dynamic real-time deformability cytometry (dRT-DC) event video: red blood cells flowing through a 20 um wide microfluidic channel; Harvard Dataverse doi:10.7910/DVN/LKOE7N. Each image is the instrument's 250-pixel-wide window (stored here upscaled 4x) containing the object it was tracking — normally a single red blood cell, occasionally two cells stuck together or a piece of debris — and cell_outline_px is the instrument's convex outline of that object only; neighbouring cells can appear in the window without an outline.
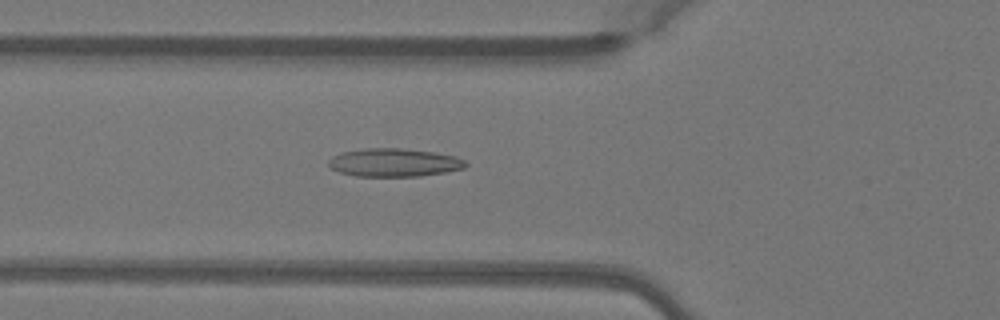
{"species": "Egyptian fruit bat (a non-hibernating species)", "species_latin": "Rousettus aegyptiacus", "temperature_condition": "warm", "stored_images_in_passage": 46, "camera_frame_rate_fps": 3000, "um_per_image_px": 0.085, "animal": {"sex": "female"}, "frame": {"image": 1, "passage_image": 14, "time_ms": 4.333, "image_size_px": [1000, 320], "cell_outline_px": [[468, 164], [464, 168], [444, 172], [420, 176], [356, 176], [340, 172], [332, 168], [328, 164], [328, 160], [332, 156], [340, 152], [364, 148], [400, 148], [432, 152], [456, 156], [464, 160]], "centroid_in_image_um": [33.48, 13.81], "position_along_channel_um": 92.3, "area_um2": 22.48}}
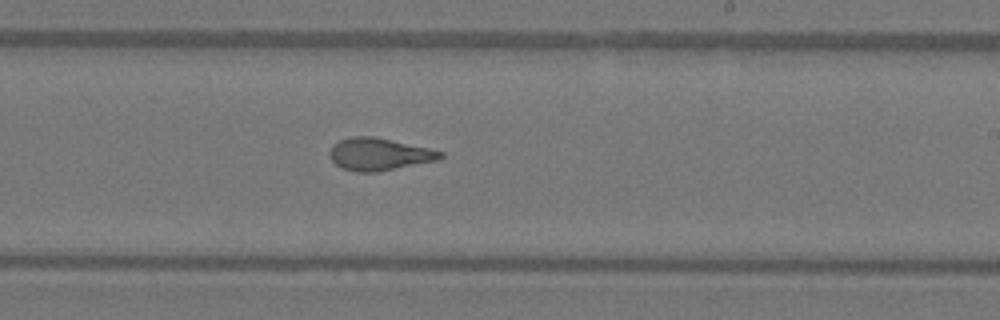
{"frame": {"image": 2, "passage_image": 26, "time_ms": 8.333, "image_size_px": [1000, 320], "cell_outline_px": [[444, 156], [440, 160], [376, 172], [356, 172], [340, 168], [328, 156], [328, 152], [332, 144], [340, 140], [352, 136], [372, 136], [428, 148], [444, 152]], "centroid_in_image_um": [32.2, 13.11], "position_along_channel_um": 256.8, "area_um2": 20.98}}
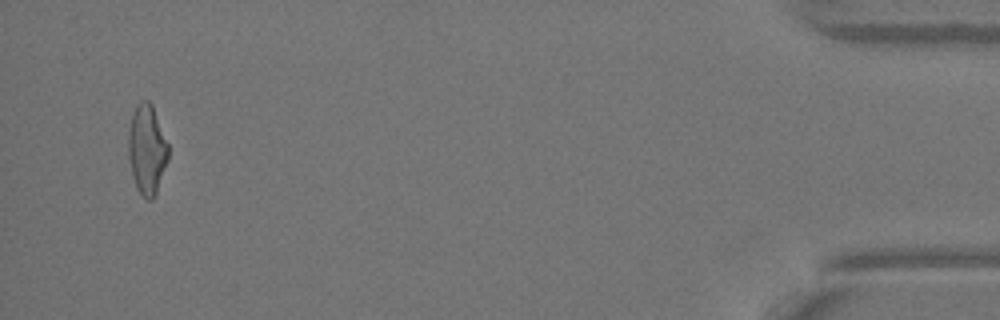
{"frame": {"image": 3, "passage_image": 44, "time_ms": 14.333, "image_size_px": [1000, 320], "cell_outline_px": [[168, 160], [156, 196], [152, 200], [148, 200], [140, 192], [132, 176], [128, 156], [128, 132], [132, 116], [136, 104], [144, 100], [148, 100], [152, 104], [168, 144]], "centroid_in_image_um": [12.49, 12.71], "position_along_channel_um": 422.7, "area_um2": 20.87}, "authors_computed_cell_mechanics": {"area_um2": 20.9814, "velocity_mm_per_s": 4.0993, "shape_relaxation_time_tau1_ms": 8.7226, "shape_relaxation_time_tau2_ms": 1.4603, "deformation_change_tau1": 0.2539, "deformation_change_tau2": 0.093}}